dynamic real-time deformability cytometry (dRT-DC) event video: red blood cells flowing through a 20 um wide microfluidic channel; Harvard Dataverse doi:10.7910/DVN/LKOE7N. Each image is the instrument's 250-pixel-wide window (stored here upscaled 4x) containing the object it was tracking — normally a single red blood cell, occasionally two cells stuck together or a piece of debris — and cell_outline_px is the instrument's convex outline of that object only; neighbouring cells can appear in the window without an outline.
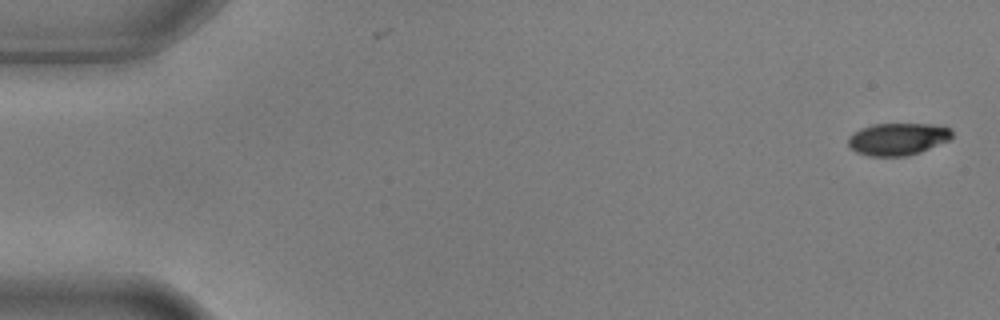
{"species": "common noctule bat (a hibernating species)", "species_latin": "Nyctalus noctula", "temperature_condition": "warm", "stored_images_in_passage": 5, "camera_frame_rate_fps": 3000, "um_per_image_px": 0.085, "animal": {"sex": "male", "body_mass_g": 17.9, "forearm_length_mm": 54.2}, "frame": {"image": 1, "passage_image": 1, "time_ms": 0.0, "image_size_px": [1000, 320], "cell_outline_px": [[952, 136], [948, 140], [920, 152], [904, 156], [868, 156], [856, 152], [848, 148], [848, 136], [852, 132], [860, 128], [872, 124], [944, 124], [952, 128]], "centroid_in_image_um": [76.29, 11.8], "position_along_channel_um": 8.7, "area_um2": 19.83}}
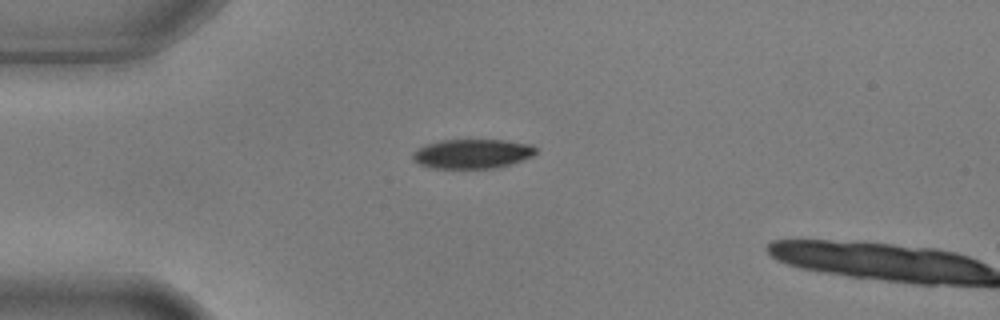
{"frame": {"image": 2, "passage_image": 4, "time_ms": 1.0, "image_size_px": [1000, 320], "cell_outline_px": [[536, 152], [532, 156], [512, 164], [496, 168], [428, 168], [412, 160], [412, 152], [416, 148], [440, 140], [504, 140], [532, 144], [536, 148]], "centroid_in_image_um": [40.13, 13.07], "position_along_channel_um": 44.9, "area_um2": 21.27}}